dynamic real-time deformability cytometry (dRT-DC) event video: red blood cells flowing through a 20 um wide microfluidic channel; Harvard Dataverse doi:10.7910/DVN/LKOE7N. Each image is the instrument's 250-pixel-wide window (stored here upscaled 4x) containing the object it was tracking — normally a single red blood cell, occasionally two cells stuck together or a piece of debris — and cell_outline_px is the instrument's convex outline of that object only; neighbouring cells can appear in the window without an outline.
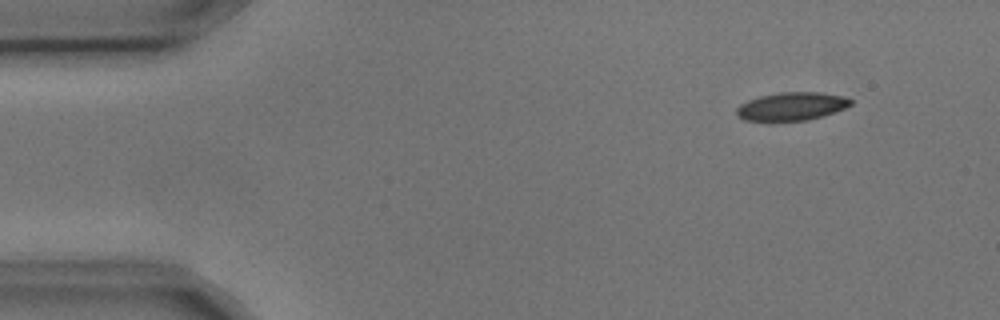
{"species": "common noctule bat (a hibernating species)", "species_latin": "Nyctalus noctula", "temperature_condition": "cold", "stored_images_in_passage": 14, "camera_frame_rate_fps": 3000, "um_per_image_px": 0.085, "animal": {"sex": "male", "body_mass_g": 17.9, "forearm_length_mm": 54.2}, "frame": {"image": 1, "passage_image": 2, "time_ms": 0.333, "image_size_px": [1000, 320], "cell_outline_px": [[852, 104], [844, 108], [808, 120], [744, 120], [736, 112], [736, 108], [740, 104], [748, 100], [760, 96], [780, 92], [820, 92], [844, 96], [852, 100]], "centroid_in_image_um": [67.29, 9.02], "position_along_channel_um": 17.7, "area_um2": 18.38}}
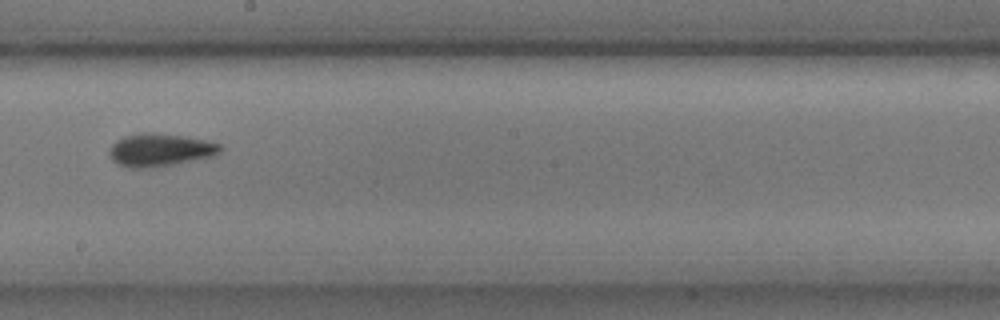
{"frame": {"image": 2, "passage_image": 8, "time_ms": 2.333, "image_size_px": [1000, 320], "cell_outline_px": [[224, 148], [220, 152], [212, 156], [176, 164], [144, 168], [128, 168], [116, 164], [112, 160], [108, 152], [112, 144], [116, 140], [124, 136], [140, 132], [144, 132], [184, 136], [208, 140], [220, 144]], "centroid_in_image_um": [13.59, 12.75], "position_along_channel_um": 234.6, "area_um2": 21.39}}
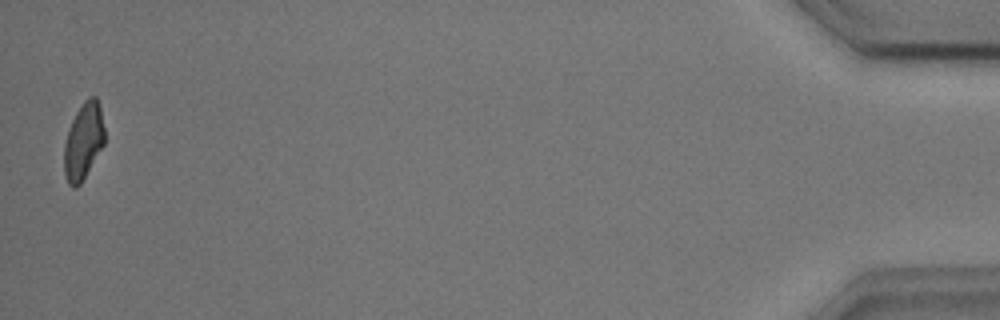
{"frame": {"image": 3, "passage_image": 14, "time_ms": 4.333, "image_size_px": [1000, 320], "cell_outline_px": [[104, 144], [80, 184], [76, 188], [72, 188], [68, 184], [64, 172], [64, 144], [68, 128], [76, 112], [84, 100], [88, 96], [96, 96], [100, 108], [104, 128]], "centroid_in_image_um": [7.07, 12.0], "position_along_channel_um": 428.1, "area_um2": 18.03}}